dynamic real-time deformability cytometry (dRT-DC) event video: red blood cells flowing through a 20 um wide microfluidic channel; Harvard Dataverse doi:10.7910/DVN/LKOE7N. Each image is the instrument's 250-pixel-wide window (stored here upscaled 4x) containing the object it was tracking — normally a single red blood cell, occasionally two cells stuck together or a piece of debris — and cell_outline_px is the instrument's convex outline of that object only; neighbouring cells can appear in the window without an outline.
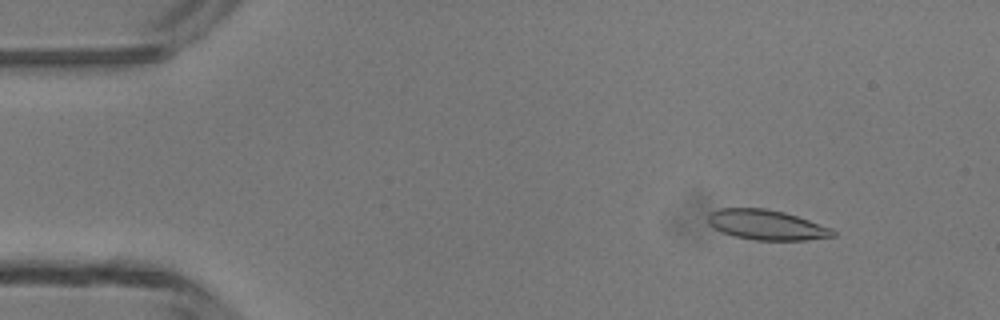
{"species": "common noctule bat (a hibernating species)", "species_latin": "Nyctalus noctula", "temperature_condition": "room temperature", "stored_images_in_passage": 4, "camera_frame_rate_fps": 3000, "um_per_image_px": 0.085, "animal": {"sex": "male", "body_mass_g": 13.3}, "frame": {"image": 1, "passage_image": 2, "time_ms": 1.0, "image_size_px": [1000, 320], "cell_outline_px": [[836, 236], [808, 240], [756, 240], [736, 236], [724, 232], [708, 224], [708, 212], [720, 208], [764, 208], [784, 212], [832, 228], [836, 232]], "centroid_in_image_um": [65.17, 19.11], "position_along_channel_um": 19.8, "area_um2": 21.73}}